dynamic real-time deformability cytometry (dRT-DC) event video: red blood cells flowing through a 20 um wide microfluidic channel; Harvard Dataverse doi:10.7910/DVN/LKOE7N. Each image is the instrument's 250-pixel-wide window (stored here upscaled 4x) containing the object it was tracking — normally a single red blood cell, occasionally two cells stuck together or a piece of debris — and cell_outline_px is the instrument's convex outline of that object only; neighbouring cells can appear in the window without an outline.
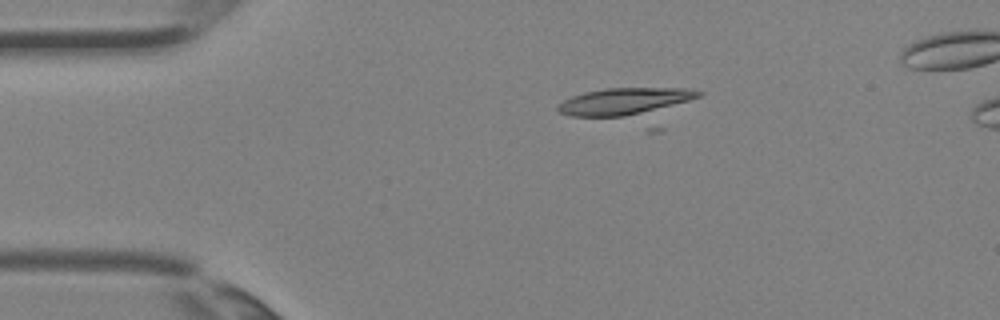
{"species": "Egyptian fruit bat (a non-hibernating species)", "species_latin": "Rousettus aegyptiacus", "temperature_condition": "room temperature", "stored_images_in_passage": 3, "camera_frame_rate_fps": 3000, "um_per_image_px": 0.085, "animal": {"sex": "female"}, "frame": {"image": 1, "passage_image": 1, "time_ms": 0.0, "image_size_px": [1000, 320], "cell_outline_px": [[704, 92], [700, 96], [688, 100], [624, 116], [568, 116], [560, 112], [556, 108], [556, 104], [572, 96], [584, 92], [604, 88], [684, 88]], "centroid_in_image_um": [52.95, 8.59], "position_along_channel_um": 32.0, "area_um2": 21.27}}
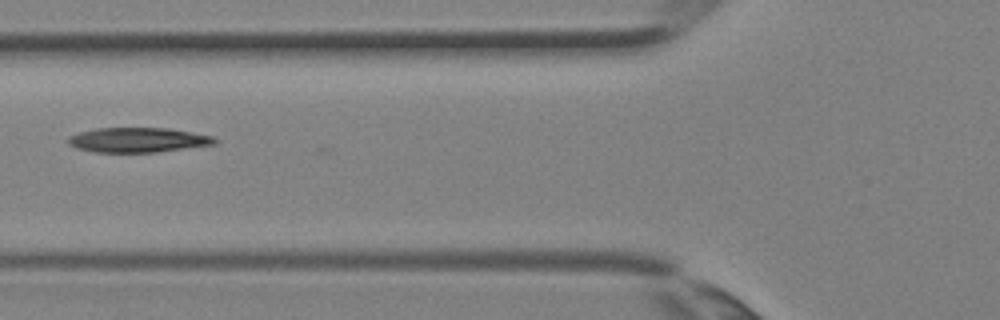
{"frame": {"image": 2, "passage_image": 3, "time_ms": 0.667, "image_size_px": [1000, 320], "cell_outline_px": [[220, 140], [216, 144], [156, 152], [92, 152], [76, 148], [68, 144], [68, 136], [80, 132], [96, 128], [164, 128], [192, 132], [216, 136]], "centroid_in_image_um": [11.75, 11.9], "position_along_channel_um": 114.0, "area_um2": 21.27}}